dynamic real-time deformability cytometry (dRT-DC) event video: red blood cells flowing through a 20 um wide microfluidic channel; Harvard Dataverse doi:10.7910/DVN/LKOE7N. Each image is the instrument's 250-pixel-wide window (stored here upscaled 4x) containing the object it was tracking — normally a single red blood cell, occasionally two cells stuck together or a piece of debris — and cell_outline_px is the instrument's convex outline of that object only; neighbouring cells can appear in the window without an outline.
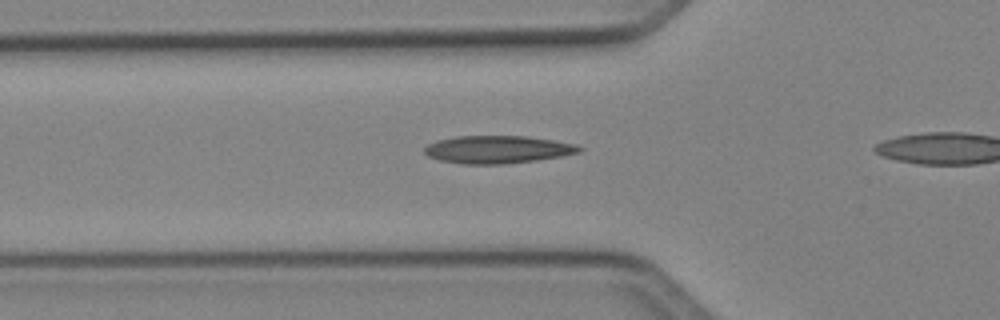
{"species": "Egyptian fruit bat (a non-hibernating species)", "species_latin": "Rousettus aegyptiacus", "temperature_condition": "cold", "stored_images_in_passage": 25, "camera_frame_rate_fps": 3000, "um_per_image_px": 0.085, "animal": {"sex": "female"}, "frame": {"image": 1, "passage_image": 2, "time_ms": 0.333, "image_size_px": [1000, 320], "cell_outline_px": [[584, 148], [580, 152], [560, 156], [536, 160], [504, 164], [464, 164], [440, 160], [428, 156], [424, 152], [424, 148], [428, 144], [436, 140], [456, 136], [528, 136], [576, 144]], "centroid_in_image_um": [42.29, 12.7], "position_along_channel_um": 83.5, "area_um2": 24.97}}
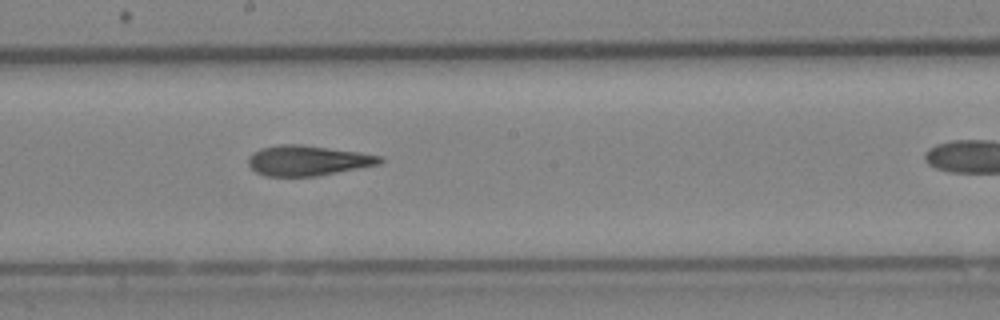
{"frame": {"image": 2, "passage_image": 12, "time_ms": 3.667, "image_size_px": [1000, 320], "cell_outline_px": [[384, 160], [380, 164], [316, 176], [268, 176], [256, 172], [248, 164], [248, 156], [252, 152], [260, 148], [280, 144], [300, 144], [356, 152], [380, 156]], "centroid_in_image_um": [26.1, 13.64], "position_along_channel_um": 222.1, "area_um2": 22.95}}
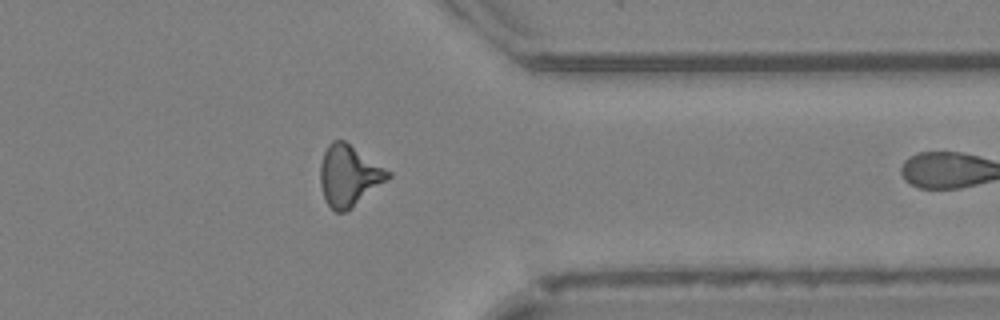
{"frame": {"image": 3, "passage_image": 24, "time_ms": 7.667, "image_size_px": [1000, 320], "cell_outline_px": [[392, 176], [388, 180], [352, 208], [344, 212], [336, 212], [328, 204], [324, 196], [320, 184], [320, 164], [324, 152], [328, 144], [332, 140], [344, 140], [392, 172]], "centroid_in_image_um": [29.67, 14.92], "position_along_channel_um": 381.7, "area_um2": 24.1}}